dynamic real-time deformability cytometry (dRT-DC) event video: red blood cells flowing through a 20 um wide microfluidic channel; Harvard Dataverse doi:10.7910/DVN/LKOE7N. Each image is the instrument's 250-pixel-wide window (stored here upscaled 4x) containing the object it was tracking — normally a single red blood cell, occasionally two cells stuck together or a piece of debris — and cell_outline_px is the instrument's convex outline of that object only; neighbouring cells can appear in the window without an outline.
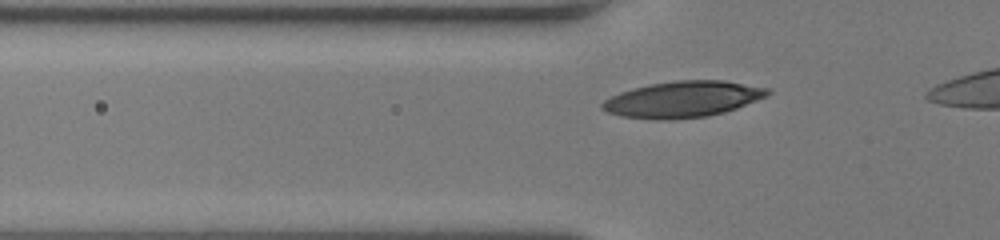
{"species": "human", "species_latin": "Homo sapiens", "temperature_condition": "room temperature", "stored_images_in_passage": 34, "camera_frame_rate_fps": 3000, "um_per_image_px": 0.085, "donor": {"sex": "female"}, "frame": {"image": 1, "passage_image": 6, "time_ms": 1.667, "image_size_px": [1000, 240], "cell_outline_px": [[772, 92], [768, 96], [736, 108], [724, 112], [708, 116], [672, 120], [652, 120], [620, 116], [608, 112], [600, 108], [600, 104], [604, 100], [620, 92], [632, 88], [648, 84], [676, 80], [724, 80], [772, 88]], "centroid_in_image_um": [58.05, 8.44], "position_along_channel_um": 67.8, "area_um2": 35.32}}
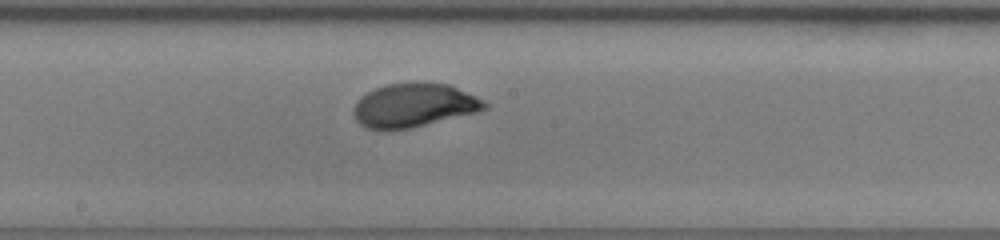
{"frame": {"image": 2, "passage_image": 17, "time_ms": 5.333, "image_size_px": [1000, 240], "cell_outline_px": [[488, 108], [476, 112], [412, 128], [364, 128], [356, 120], [352, 112], [352, 108], [356, 100], [360, 96], [376, 88], [388, 84], [412, 80], [424, 80], [448, 84], [476, 96], [484, 100], [488, 104]], "centroid_in_image_um": [35.17, 8.9], "position_along_channel_um": 213.0, "area_um2": 33.81}}
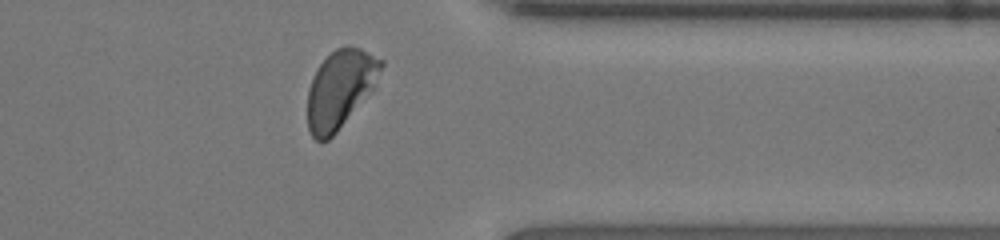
{"frame": {"image": 3, "passage_image": 30, "time_ms": 9.667, "image_size_px": [1000, 240], "cell_outline_px": [[384, 64], [372, 88], [336, 132], [328, 140], [316, 140], [312, 136], [308, 128], [308, 88], [312, 76], [316, 68], [336, 48], [348, 44], [360, 48], [384, 60]], "centroid_in_image_um": [28.89, 7.52], "position_along_channel_um": 382.5, "area_um2": 32.83}}